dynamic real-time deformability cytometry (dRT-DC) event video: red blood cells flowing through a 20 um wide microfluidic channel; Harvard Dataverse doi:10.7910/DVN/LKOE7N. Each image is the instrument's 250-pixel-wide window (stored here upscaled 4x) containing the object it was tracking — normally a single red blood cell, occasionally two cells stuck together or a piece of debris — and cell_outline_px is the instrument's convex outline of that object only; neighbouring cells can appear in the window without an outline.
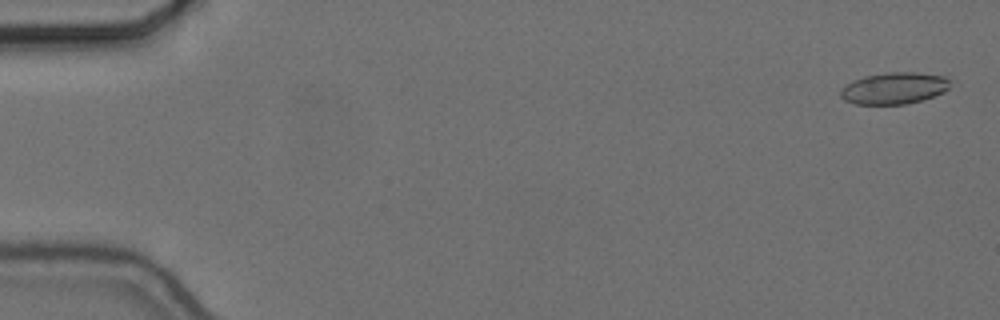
{"species": "common noctule bat (a hibernating species)", "species_latin": "Nyctalus noctula", "temperature_condition": "cold", "stored_images_in_passage": 57, "camera_frame_rate_fps": 3000, "um_per_image_px": 0.085, "animal": {"sex": "female", "body_mass_g": 24.6, "forearm_length_mm": 56.2}, "frame": {"image": 1, "passage_image": 2, "time_ms": 0.333, "image_size_px": [1000, 320], "cell_outline_px": [[948, 88], [944, 92], [920, 100], [904, 104], [856, 104], [844, 100], [840, 96], [840, 88], [852, 80], [864, 76], [888, 72], [916, 72], [944, 76], [948, 80]], "centroid_in_image_um": [75.94, 7.49], "position_along_channel_um": 9.1, "area_um2": 20.11}}
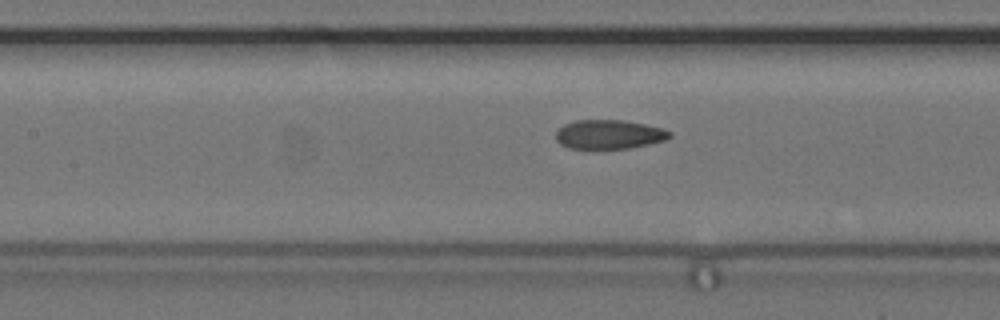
{"frame": {"image": 2, "passage_image": 26, "time_ms": 8.333, "image_size_px": [1000, 320], "cell_outline_px": [[672, 136], [664, 140], [648, 144], [628, 148], [568, 148], [560, 144], [556, 140], [556, 132], [564, 124], [576, 120], [624, 120], [644, 124], [660, 128], [672, 132]], "centroid_in_image_um": [51.75, 11.42], "position_along_channel_um": 155.7, "area_um2": 19.13}}
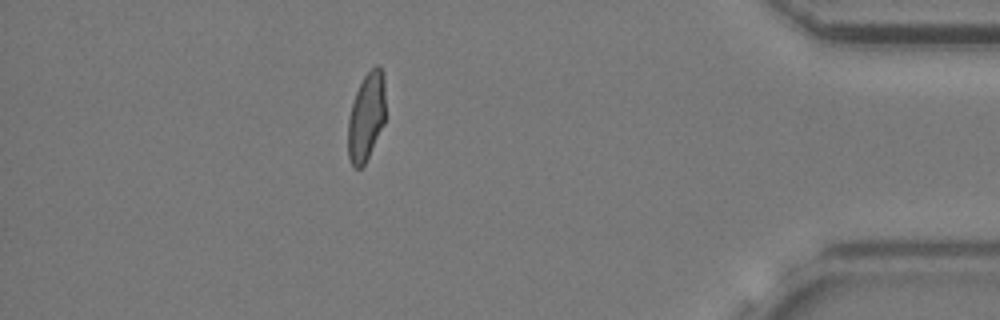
{"frame": {"image": 3, "passage_image": 50, "time_ms": 16.333, "image_size_px": [1000, 320], "cell_outline_px": [[384, 124], [364, 164], [360, 168], [356, 168], [352, 164], [348, 156], [348, 120], [352, 104], [356, 92], [364, 76], [376, 64], [380, 64], [384, 76]], "centroid_in_image_um": [31.13, 9.9], "position_along_channel_um": 404.1, "area_um2": 19.02}, "authors_computed_cell_mechanics": {"area_um2": 20.0566, "velocity_mm_per_s": 3.6608, "shape_relaxation_time_tau1_ms": 9.6157, "shape_relaxation_time_tau2_ms": 1.7326, "deformation_change_tau1": 0.2117, "deformation_change_tau2": 0.0727}}